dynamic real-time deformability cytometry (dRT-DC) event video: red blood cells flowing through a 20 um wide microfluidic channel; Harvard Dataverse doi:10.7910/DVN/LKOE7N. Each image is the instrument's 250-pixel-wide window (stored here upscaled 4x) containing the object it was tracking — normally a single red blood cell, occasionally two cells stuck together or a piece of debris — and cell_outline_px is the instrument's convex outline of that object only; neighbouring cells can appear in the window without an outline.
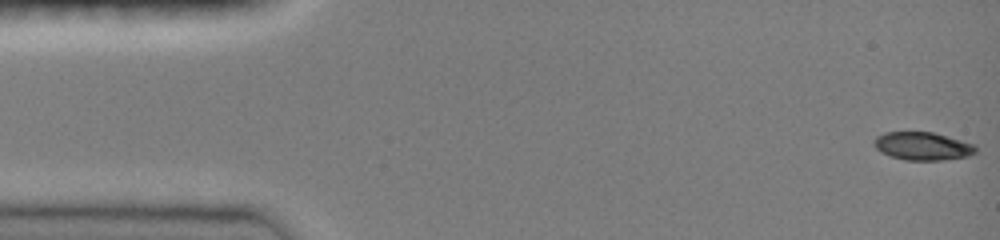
{"species": "common noctule bat (a hibernating species)", "species_latin": "Nyctalus noctula", "temperature_condition": "room temperature", "stored_images_in_passage": 7, "camera_frame_rate_fps": 3000, "um_per_image_px": 0.085, "animal": {"sex": "female", "body_mass_g": 19.0, "forearm_length_mm": 51.5}, "frame": {"image": 1, "passage_image": 1, "time_ms": 0.0, "image_size_px": [1000, 240], "cell_outline_px": [[976, 152], [968, 156], [944, 160], [904, 160], [880, 152], [872, 144], [872, 140], [876, 136], [884, 132], [932, 132], [976, 144]], "centroid_in_image_um": [78.4, 12.42], "position_along_channel_um": 6.6, "area_um2": 16.76}}
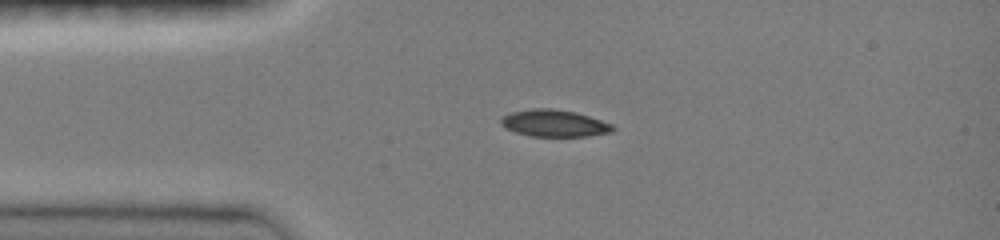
{"frame": {"image": 2, "passage_image": 4, "time_ms": 3.333, "image_size_px": [1000, 240], "cell_outline_px": [[616, 128], [612, 132], [588, 136], [532, 136], [516, 132], [500, 124], [500, 120], [504, 116], [512, 112], [532, 108], [552, 108], [576, 112], [612, 124]], "centroid_in_image_um": [47.14, 10.47], "position_along_channel_um": 37.9, "area_um2": 17.4}}
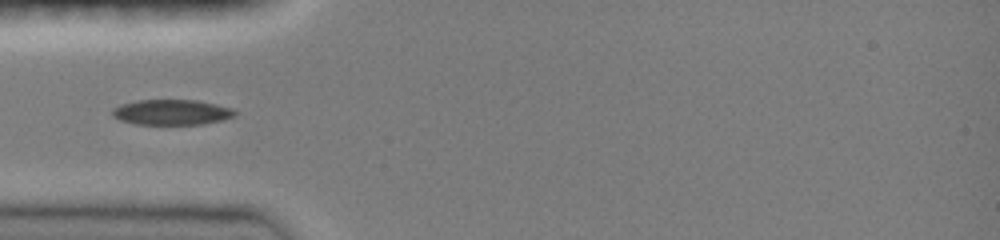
{"frame": {"image": 3, "passage_image": 5, "time_ms": 4.667, "image_size_px": [1000, 240], "cell_outline_px": [[236, 116], [224, 120], [204, 124], [136, 124], [120, 120], [112, 116], [112, 108], [120, 104], [136, 100], [196, 100], [216, 104], [232, 108], [236, 112]], "centroid_in_image_um": [14.6, 9.54], "position_along_channel_um": 70.4, "area_um2": 18.26}}